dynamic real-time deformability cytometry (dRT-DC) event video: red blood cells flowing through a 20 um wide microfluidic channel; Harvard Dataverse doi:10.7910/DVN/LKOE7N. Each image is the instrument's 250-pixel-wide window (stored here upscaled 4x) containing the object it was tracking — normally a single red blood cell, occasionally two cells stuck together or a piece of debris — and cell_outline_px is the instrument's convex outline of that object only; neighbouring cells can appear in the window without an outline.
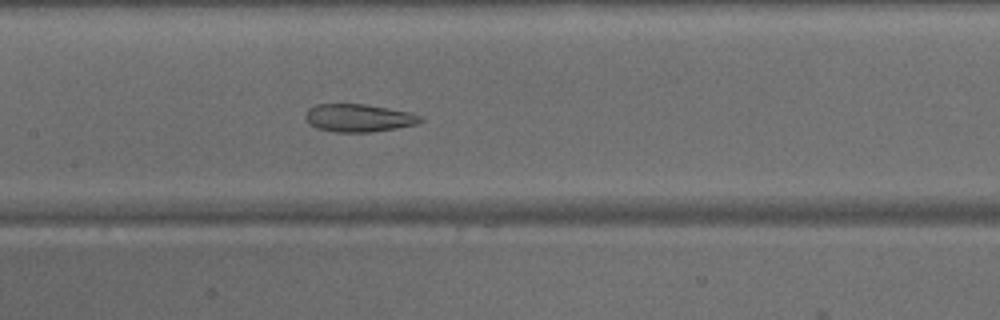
{"species": "common noctule bat (a hibernating species)", "species_latin": "Nyctalus noctula", "temperature_condition": "warm", "stored_images_in_passage": 48, "camera_frame_rate_fps": 3000, "um_per_image_px": 0.085, "animal": {"sex": "male", "body_mass_g": 15.6}, "frame": {"image": 1, "passage_image": 23, "time_ms": 7.333, "image_size_px": [1000, 320], "cell_outline_px": [[424, 120], [420, 124], [372, 132], [332, 132], [316, 128], [308, 124], [304, 116], [308, 108], [316, 104], [368, 104], [412, 112], [424, 116]], "centroid_in_image_um": [30.52, 10.02], "position_along_channel_um": 176.9, "area_um2": 19.19}}
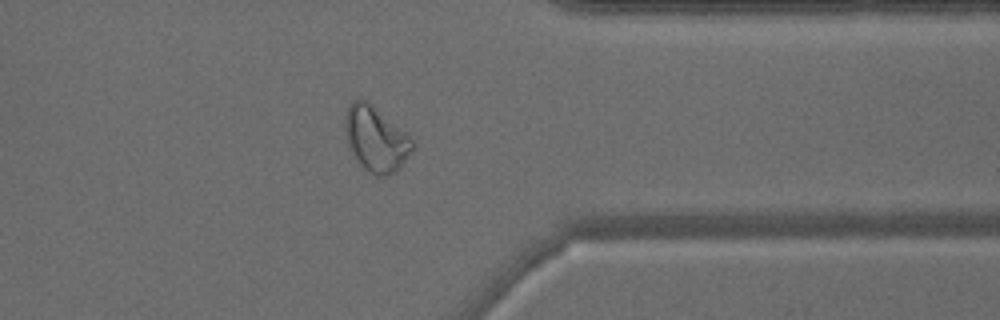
{"frame": {"image": 2, "passage_image": 38, "time_ms": 12.333, "image_size_px": [1000, 320], "cell_outline_px": [[416, 148], [400, 168], [396, 172], [388, 176], [376, 176], [368, 172], [356, 160], [348, 144], [344, 128], [344, 112], [348, 104], [356, 96], [372, 104], [408, 136], [416, 144]], "centroid_in_image_um": [31.93, 11.82], "position_along_channel_um": 379.5, "area_um2": 25.89}}
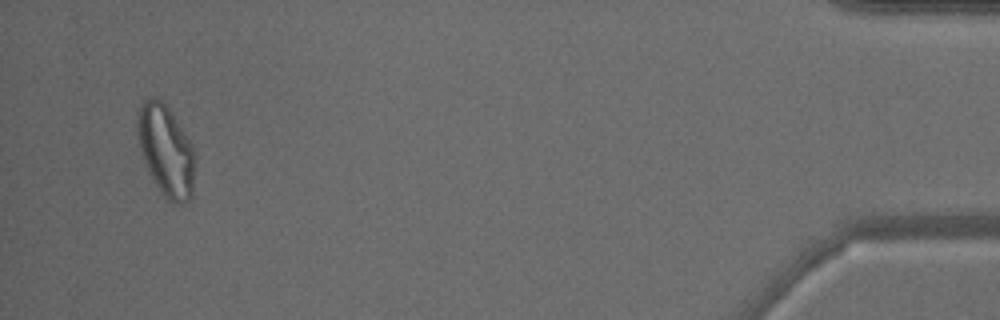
{"frame": {"image": 3, "passage_image": 46, "time_ms": 15.0, "image_size_px": [1000, 320], "cell_outline_px": [[196, 160], [192, 196], [184, 204], [172, 204], [160, 192], [152, 180], [144, 164], [140, 152], [136, 132], [136, 120], [140, 104], [144, 100], [152, 96], [156, 96], [168, 108], [192, 144], [196, 156]], "centroid_in_image_um": [14.09, 12.84], "position_along_channel_um": 421.1, "area_um2": 31.27}}